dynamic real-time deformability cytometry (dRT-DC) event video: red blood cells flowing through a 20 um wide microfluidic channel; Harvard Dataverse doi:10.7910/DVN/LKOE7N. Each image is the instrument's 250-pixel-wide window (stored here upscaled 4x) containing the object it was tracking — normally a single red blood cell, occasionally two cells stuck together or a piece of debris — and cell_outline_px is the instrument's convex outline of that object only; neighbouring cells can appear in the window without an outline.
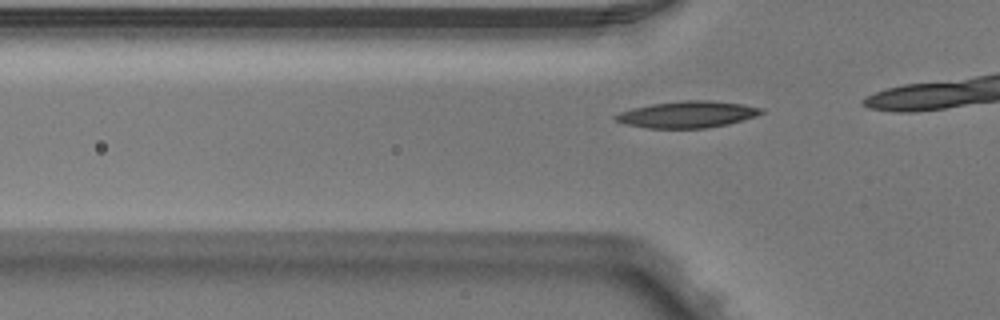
{"species": "Egyptian fruit bat (a non-hibernating species)", "species_latin": "Rousettus aegyptiacus", "temperature_condition": "warm", "stored_images_in_passage": 4, "camera_frame_rate_fps": 3000, "um_per_image_px": 0.085, "animal": {"sex": "male"}, "frame": {"image": 1, "passage_image": 4, "time_ms": 1.0, "image_size_px": [1000, 320], "cell_outline_px": [[764, 112], [756, 116], [728, 124], [704, 128], [648, 128], [624, 124], [616, 120], [612, 116], [620, 112], [632, 108], [652, 104], [684, 100], [712, 100], [740, 104], [764, 108]], "centroid_in_image_um": [58.42, 9.72], "position_along_channel_um": 67.4, "area_um2": 22.54}}